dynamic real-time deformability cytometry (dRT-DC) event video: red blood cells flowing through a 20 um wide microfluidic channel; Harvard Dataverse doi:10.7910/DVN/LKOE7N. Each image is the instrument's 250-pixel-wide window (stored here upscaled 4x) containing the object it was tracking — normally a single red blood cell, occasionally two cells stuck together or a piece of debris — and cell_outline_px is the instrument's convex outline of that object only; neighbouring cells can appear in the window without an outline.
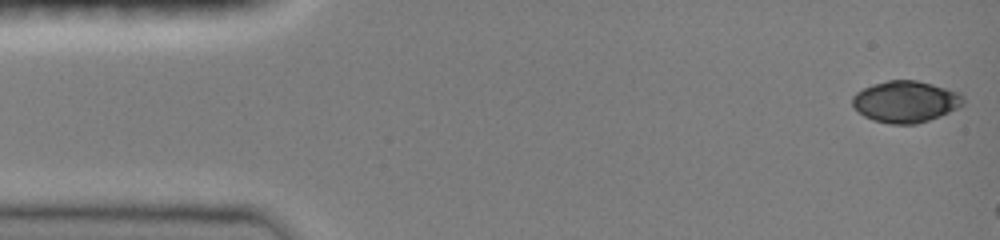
{"species": "common noctule bat (a hibernating species)", "species_latin": "Nyctalus noctula", "temperature_condition": "room temperature", "stored_images_in_passage": 6, "camera_frame_rate_fps": 3000, "um_per_image_px": 0.085, "animal": {"sex": "female", "body_mass_g": 19.0, "forearm_length_mm": 51.5}, "frame": {"image": 1, "passage_image": 1, "time_ms": 0.0, "image_size_px": [1000, 240], "cell_outline_px": [[964, 104], [960, 108], [940, 116], [916, 124], [888, 124], [872, 120], [864, 116], [852, 104], [852, 96], [856, 92], [872, 84], [888, 80], [916, 80], [932, 84], [960, 92], [964, 96]], "centroid_in_image_um": [77.0, 8.64], "position_along_channel_um": 8.0, "area_um2": 27.05}}